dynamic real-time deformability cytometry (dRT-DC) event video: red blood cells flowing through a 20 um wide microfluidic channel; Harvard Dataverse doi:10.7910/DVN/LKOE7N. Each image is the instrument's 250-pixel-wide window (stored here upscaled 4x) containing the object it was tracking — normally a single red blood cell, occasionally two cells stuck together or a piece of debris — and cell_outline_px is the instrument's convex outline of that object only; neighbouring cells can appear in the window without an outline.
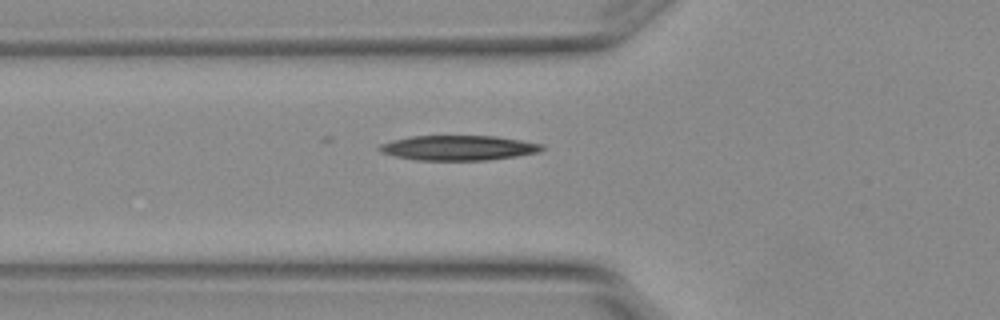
{"species": "Egyptian fruit bat (a non-hibernating species)", "species_latin": "Rousettus aegyptiacus", "temperature_condition": "warm", "stored_images_in_passage": 6, "camera_frame_rate_fps": 3000, "um_per_image_px": 0.085, "animal": {"sex": "female"}, "frame": {"image": 1, "passage_image": 6, "time_ms": 1.667, "image_size_px": [1000, 320], "cell_outline_px": [[544, 148], [540, 152], [516, 156], [484, 160], [416, 160], [396, 156], [380, 152], [376, 148], [380, 144], [392, 140], [412, 136], [496, 136], [544, 144]], "centroid_in_image_um": [38.96, 12.56], "position_along_channel_um": 86.8, "area_um2": 23.58}}